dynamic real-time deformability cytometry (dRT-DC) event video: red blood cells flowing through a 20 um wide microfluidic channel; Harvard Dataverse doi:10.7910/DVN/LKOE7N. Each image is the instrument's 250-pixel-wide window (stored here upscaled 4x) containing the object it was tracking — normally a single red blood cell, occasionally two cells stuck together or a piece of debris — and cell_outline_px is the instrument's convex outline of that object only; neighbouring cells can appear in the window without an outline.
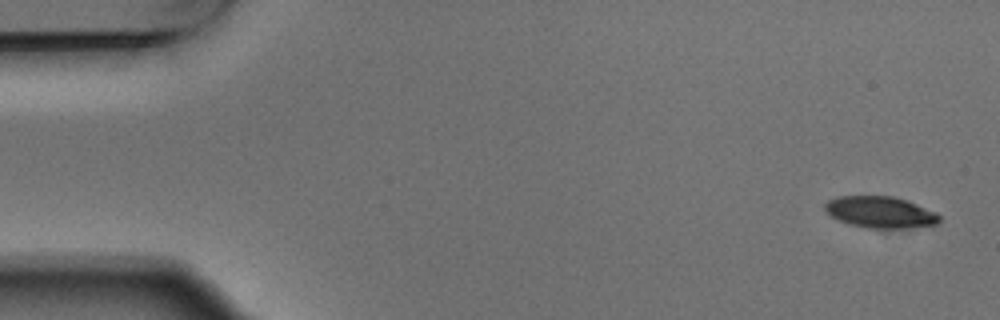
{"species": "Egyptian fruit bat (a non-hibernating species)", "species_latin": "Rousettus aegyptiacus", "temperature_condition": "warm", "stored_images_in_passage": 4, "camera_frame_rate_fps": 3000, "um_per_image_px": 0.085, "animal": {"sex": "male"}, "frame": {"image": 1, "passage_image": 1, "time_ms": 0.0, "image_size_px": [1000, 320], "cell_outline_px": [[940, 220], [936, 224], [900, 228], [868, 228], [852, 224], [840, 220], [832, 216], [824, 208], [824, 204], [828, 200], [840, 196], [892, 196], [908, 200], [936, 212], [940, 216]], "centroid_in_image_um": [74.84, 18.02], "position_along_channel_um": 10.2, "area_um2": 20.75}}
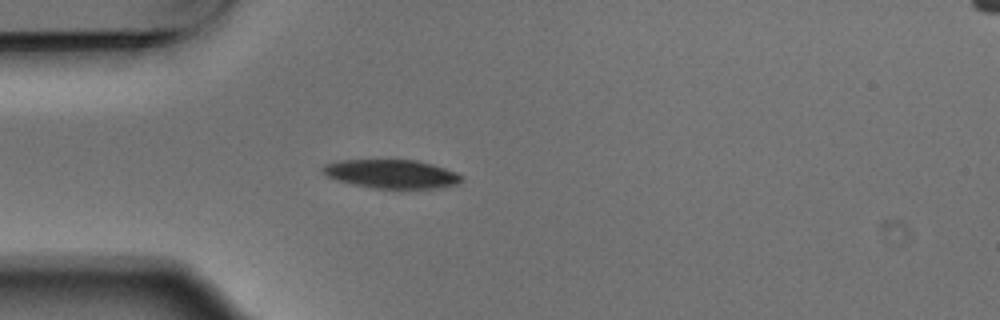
{"frame": {"image": 2, "passage_image": 4, "time_ms": 1.0, "image_size_px": [1000, 320], "cell_outline_px": [[464, 180], [460, 184], [440, 188], [372, 188], [352, 184], [336, 180], [328, 176], [320, 168], [324, 164], [336, 160], [416, 160], [432, 164], [456, 172], [464, 176]], "centroid_in_image_um": [33.31, 14.79], "position_along_channel_um": 51.7, "area_um2": 23.41}}